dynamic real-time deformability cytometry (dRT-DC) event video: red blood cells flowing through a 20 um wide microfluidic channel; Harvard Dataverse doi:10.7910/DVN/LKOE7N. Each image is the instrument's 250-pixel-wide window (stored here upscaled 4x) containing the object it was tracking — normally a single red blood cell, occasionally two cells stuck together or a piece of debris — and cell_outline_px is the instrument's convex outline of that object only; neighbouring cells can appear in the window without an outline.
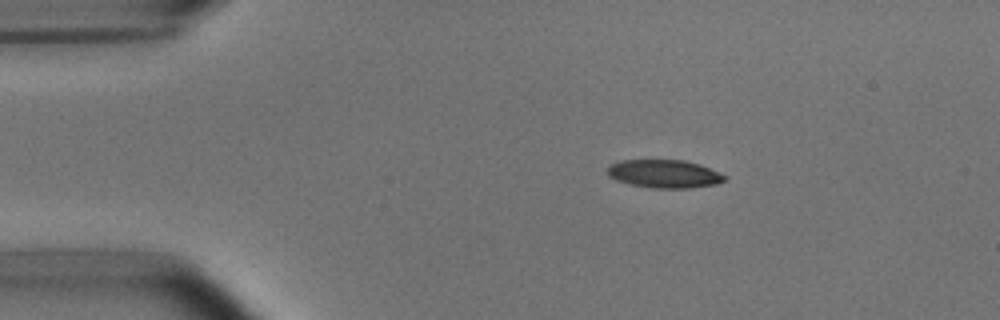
{"species": "common noctule bat (a hibernating species)", "species_latin": "Nyctalus noctula", "temperature_condition": "room temperature", "stored_images_in_passage": 44, "camera_frame_rate_fps": 3000, "um_per_image_px": 0.085, "animal": {"sex": "male", "body_mass_g": 15.6}, "frame": {"image": 1, "passage_image": 1, "time_ms": 0.0, "image_size_px": [1000, 320], "cell_outline_px": [[728, 176], [724, 180], [716, 184], [692, 188], [652, 188], [632, 184], [616, 180], [608, 176], [608, 168], [612, 164], [620, 160], [684, 160], [700, 164]], "centroid_in_image_um": [56.49, 14.77], "position_along_channel_um": 28.5, "area_um2": 19.19}}
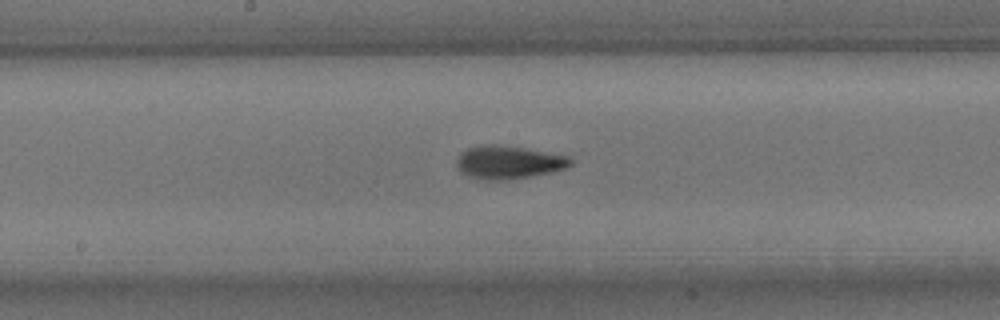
{"frame": {"image": 2, "passage_image": 19, "time_ms": 6.0, "image_size_px": [1000, 320], "cell_outline_px": [[572, 164], [568, 168], [528, 176], [500, 180], [488, 180], [468, 176], [460, 172], [456, 164], [456, 160], [460, 152], [468, 148], [480, 144], [492, 144], [524, 148], [572, 156]], "centroid_in_image_um": [43.21, 13.77], "position_along_channel_um": 205.0, "area_um2": 21.96}}
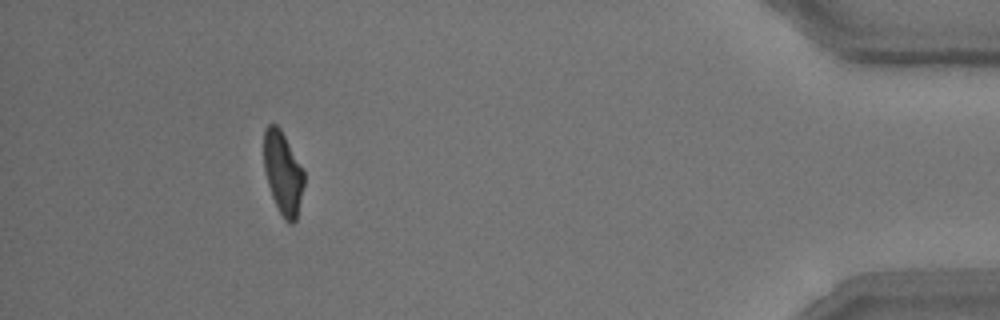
{"frame": {"image": 3, "passage_image": 40, "time_ms": 13.0, "image_size_px": [1000, 320], "cell_outline_px": [[304, 184], [296, 220], [292, 224], [288, 224], [284, 220], [272, 196], [268, 184], [264, 168], [264, 128], [268, 124], [276, 124], [280, 128], [304, 172]], "centroid_in_image_um": [24.04, 14.71], "position_along_channel_um": 411.2, "area_um2": 19.13}, "authors_computed_cell_mechanics": {"area_um2": 20.6924, "velocity_mm_per_s": 3.8043, "shape_relaxation_time_tau1_ms": 4.9855, "shape_relaxation_time_tau2_ms": 2.3508, "deformation_change_tau1": 0.1719, "deformation_change_tau2": 0.0948}}